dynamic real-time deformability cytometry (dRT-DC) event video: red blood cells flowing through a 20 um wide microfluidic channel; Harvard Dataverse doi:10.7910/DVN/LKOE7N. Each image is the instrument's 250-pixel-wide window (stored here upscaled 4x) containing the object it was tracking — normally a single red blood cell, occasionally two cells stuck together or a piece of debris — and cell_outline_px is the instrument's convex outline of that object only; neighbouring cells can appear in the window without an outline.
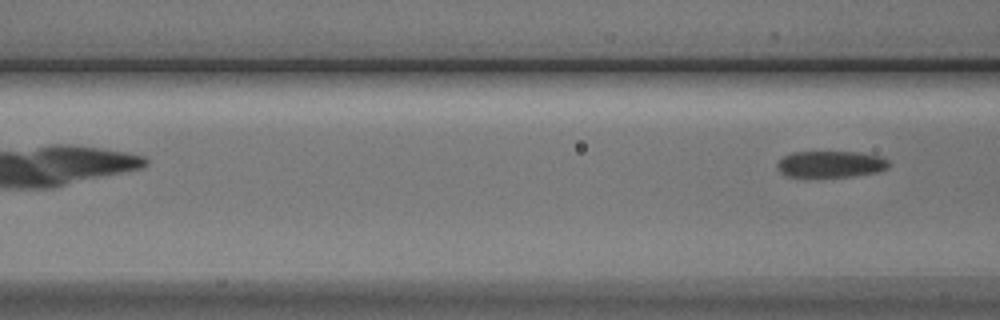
{"species": "Egyptian fruit bat (a non-hibernating species)", "species_latin": "Rousettus aegyptiacus", "temperature_condition": "cold", "stored_images_in_passage": 3, "camera_frame_rate_fps": 3000, "um_per_image_px": 0.085, "animal": {"sex": "male"}, "frame": {"image": 1, "passage_image": 3, "time_ms": 2.333, "image_size_px": [1000, 320], "cell_outline_px": [[888, 168], [876, 172], [852, 176], [788, 176], [780, 172], [776, 168], [776, 164], [784, 156], [792, 152], [860, 152], [880, 156], [888, 160]], "centroid_in_image_um": [70.6, 13.94], "position_along_channel_um": 96.0, "area_um2": 17.05}}